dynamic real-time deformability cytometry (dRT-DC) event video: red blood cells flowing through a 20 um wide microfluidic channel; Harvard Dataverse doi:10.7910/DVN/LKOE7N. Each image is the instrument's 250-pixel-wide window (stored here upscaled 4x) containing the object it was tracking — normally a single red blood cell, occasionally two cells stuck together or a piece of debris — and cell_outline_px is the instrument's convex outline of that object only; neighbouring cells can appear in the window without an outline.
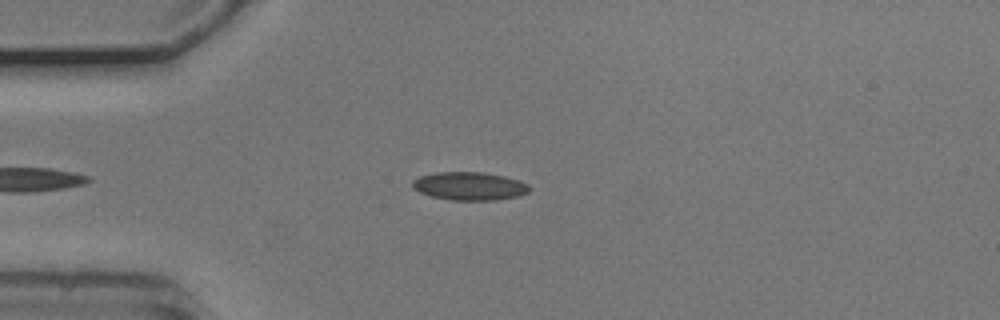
{"species": "common noctule bat (a hibernating species)", "species_latin": "Nyctalus noctula", "temperature_condition": "cold", "stored_images_in_passage": 41, "camera_frame_rate_fps": 3000, "um_per_image_px": 0.085, "animal": {"sex": "male", "body_mass_g": 20.5, "forearm_length_mm": 52.5}, "frame": {"image": 1, "passage_image": 4, "time_ms": 1.0, "image_size_px": [1000, 320], "cell_outline_px": [[532, 188], [528, 192], [520, 196], [492, 200], [452, 200], [432, 196], [420, 192], [412, 188], [412, 180], [420, 176], [436, 172], [484, 172], [504, 176], [520, 180], [528, 184]], "centroid_in_image_um": [39.93, 15.81], "position_along_channel_um": 45.1, "area_um2": 19.31}}
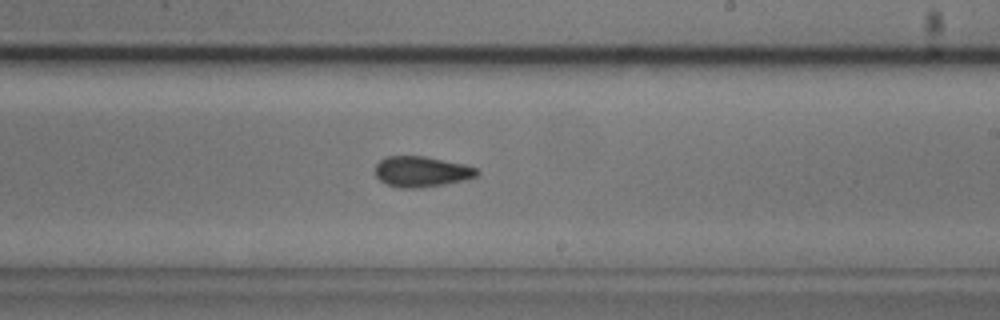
{"frame": {"image": 2, "passage_image": 22, "time_ms": 7.0, "image_size_px": [1000, 320], "cell_outline_px": [[480, 172], [476, 176], [464, 180], [444, 184], [420, 188], [400, 188], [388, 184], [380, 180], [376, 176], [376, 164], [384, 156], [424, 156], [468, 164], [476, 168]], "centroid_in_image_um": [35.85, 14.58], "position_along_channel_um": 253.1, "area_um2": 18.26}}
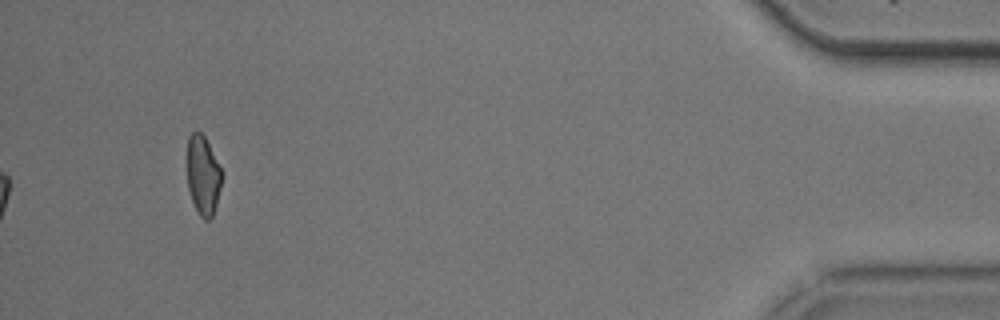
{"frame": {"image": 3, "passage_image": 41, "time_ms": 13.333, "image_size_px": [1000, 320], "cell_outline_px": [[224, 176], [216, 204], [212, 216], [208, 220], [204, 220], [200, 216], [192, 200], [188, 188], [184, 164], [188, 136], [192, 132], [200, 132], [204, 136]], "centroid_in_image_um": [17.21, 14.87], "position_along_channel_um": 418.0, "area_um2": 16.47}, "authors_computed_cell_mechanics": {"area_um2": 17.8024, "velocity_mm_per_s": 3.7407, "shape_relaxation_time_tau1_ms": 6.1965, "shape_relaxation_time_tau2_ms": 2.1758, "deformation_change_tau1": 0.1092, "deformation_change_tau2": 0.0677}}